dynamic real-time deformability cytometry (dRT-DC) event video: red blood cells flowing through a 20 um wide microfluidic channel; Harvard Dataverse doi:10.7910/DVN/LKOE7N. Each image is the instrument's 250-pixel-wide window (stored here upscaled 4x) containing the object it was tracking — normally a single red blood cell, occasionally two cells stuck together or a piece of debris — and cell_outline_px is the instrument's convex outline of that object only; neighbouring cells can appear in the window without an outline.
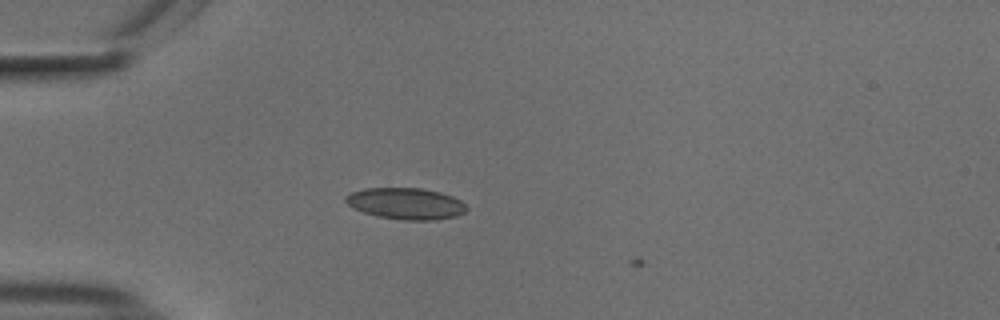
{"species": "common noctule bat (a hibernating species)", "species_latin": "Nyctalus noctula", "temperature_condition": "cold", "stored_images_in_passage": 7, "camera_frame_rate_fps": 3000, "um_per_image_px": 0.085, "animal": {"sex": "male", "body_mass_g": 18.8}, "frame": {"image": 1, "passage_image": 6, "time_ms": 1.667, "image_size_px": [1000, 320], "cell_outline_px": [[468, 208], [464, 212], [456, 216], [436, 220], [404, 220], [376, 216], [364, 212], [348, 204], [344, 200], [344, 196], [352, 192], [368, 188], [420, 188], [440, 192], [452, 196], [460, 200]], "centroid_in_image_um": [34.51, 17.3], "position_along_channel_um": 50.5, "area_um2": 22.02}}